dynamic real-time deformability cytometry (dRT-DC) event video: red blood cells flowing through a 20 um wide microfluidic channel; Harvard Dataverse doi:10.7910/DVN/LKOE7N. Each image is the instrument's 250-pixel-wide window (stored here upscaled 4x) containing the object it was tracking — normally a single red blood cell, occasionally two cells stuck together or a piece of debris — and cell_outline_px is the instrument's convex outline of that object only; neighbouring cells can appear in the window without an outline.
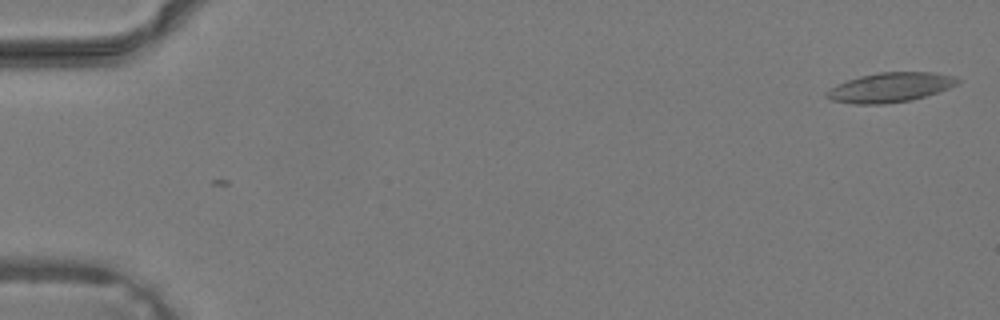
{"species": "common noctule bat (a hibernating species)", "species_latin": "Nyctalus noctula", "temperature_condition": "warm", "stored_images_in_passage": 2, "camera_frame_rate_fps": 3000, "um_per_image_px": 0.085, "animal": {"sex": "male", "body_mass_g": 19.2, "forearm_length_mm": 51.8}, "frame": {"image": 1, "passage_image": 2, "time_ms": 0.333, "image_size_px": [1000, 320], "cell_outline_px": [[960, 80], [956, 84], [940, 92], [912, 100], [884, 104], [856, 104], [832, 100], [824, 96], [824, 92], [848, 80], [860, 76], [880, 72], [932, 72], [956, 76]], "centroid_in_image_um": [75.7, 7.43], "position_along_channel_um": 9.3, "area_um2": 22.48}}